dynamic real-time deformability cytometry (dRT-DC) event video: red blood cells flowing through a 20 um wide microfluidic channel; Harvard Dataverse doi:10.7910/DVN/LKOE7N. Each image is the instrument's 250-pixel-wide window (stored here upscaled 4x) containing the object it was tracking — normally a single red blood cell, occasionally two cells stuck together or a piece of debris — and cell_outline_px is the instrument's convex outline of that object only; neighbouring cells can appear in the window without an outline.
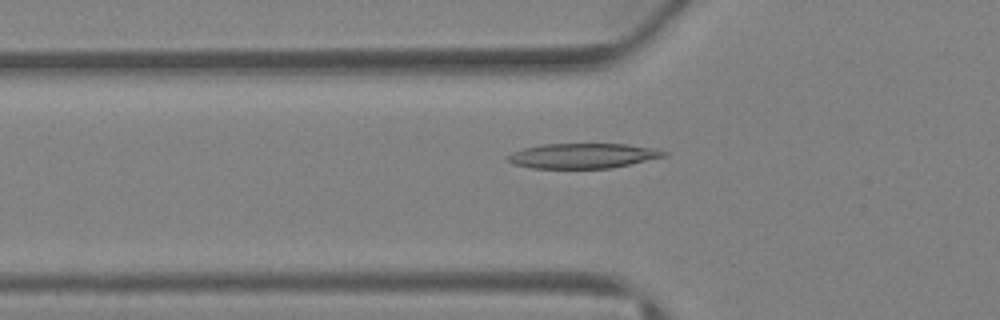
{"species": "Egyptian fruit bat (a non-hibernating species)", "species_latin": "Rousettus aegyptiacus", "temperature_condition": "warm", "stored_images_in_passage": 24, "camera_frame_rate_fps": 3000, "um_per_image_px": 0.085, "animal": {"sex": "female"}, "frame": {"image": 1, "passage_image": 15, "time_ms": 4.667, "image_size_px": [1000, 320], "cell_outline_px": [[668, 152], [664, 156], [612, 168], [532, 168], [512, 164], [508, 160], [508, 156], [512, 152], [524, 148], [544, 144], [628, 144], [656, 148]], "centroid_in_image_um": [49.54, 13.24], "position_along_channel_um": 76.3, "area_um2": 22.6}}
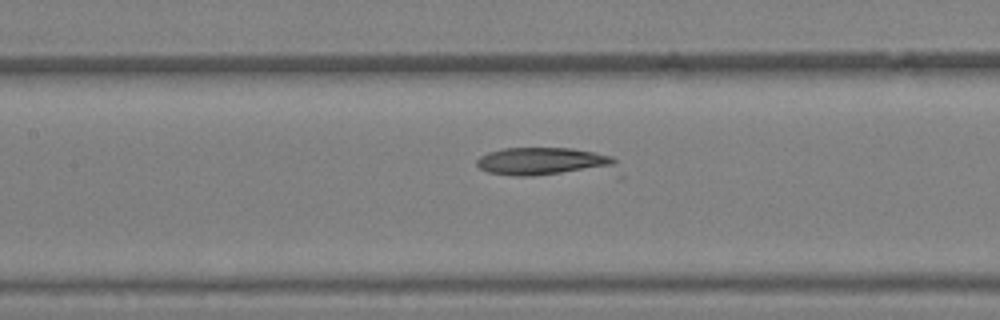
{"frame": {"image": 2, "passage_image": 20, "time_ms": 6.333, "image_size_px": [1000, 320], "cell_outline_px": [[616, 168], [532, 176], [516, 176], [488, 172], [480, 168], [476, 164], [476, 160], [480, 156], [488, 152], [504, 148], [572, 148], [612, 156], [616, 160]], "centroid_in_image_um": [46.15, 13.72], "position_along_channel_um": 161.2, "area_um2": 22.54}}
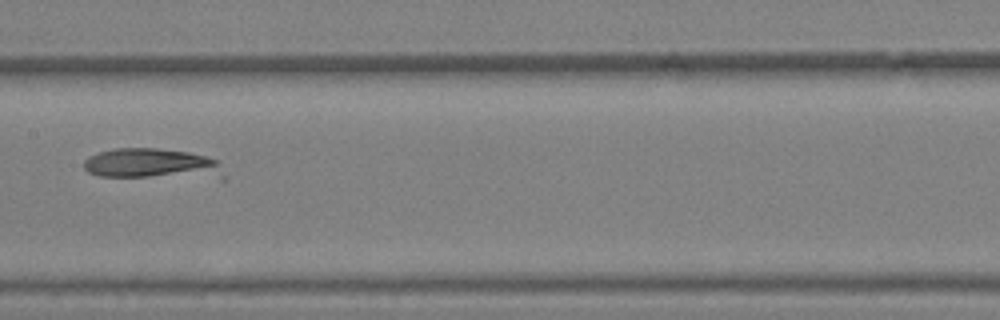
{"frame": {"image": 3, "passage_image": 22, "time_ms": 7.0, "image_size_px": [1000, 320], "cell_outline_px": [[216, 168], [148, 176], [100, 176], [88, 172], [84, 168], [84, 160], [88, 156], [100, 152], [116, 148], [156, 148], [188, 152], [204, 156], [216, 160]], "centroid_in_image_um": [12.34, 13.79], "position_along_channel_um": 195.1, "area_um2": 21.33}}